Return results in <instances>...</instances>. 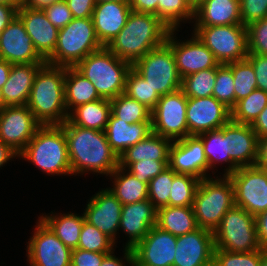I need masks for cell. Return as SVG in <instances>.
<instances>
[{
	"mask_svg": "<svg viewBox=\"0 0 267 266\" xmlns=\"http://www.w3.org/2000/svg\"><path fill=\"white\" fill-rule=\"evenodd\" d=\"M229 178L234 185L236 206L254 216L267 210V168L239 167Z\"/></svg>",
	"mask_w": 267,
	"mask_h": 266,
	"instance_id": "12",
	"label": "cell"
},
{
	"mask_svg": "<svg viewBox=\"0 0 267 266\" xmlns=\"http://www.w3.org/2000/svg\"><path fill=\"white\" fill-rule=\"evenodd\" d=\"M6 105L4 104V99L2 96V88H0V110H2Z\"/></svg>",
	"mask_w": 267,
	"mask_h": 266,
	"instance_id": "65",
	"label": "cell"
},
{
	"mask_svg": "<svg viewBox=\"0 0 267 266\" xmlns=\"http://www.w3.org/2000/svg\"><path fill=\"white\" fill-rule=\"evenodd\" d=\"M36 224L26 250L30 266H71L72 249L40 217Z\"/></svg>",
	"mask_w": 267,
	"mask_h": 266,
	"instance_id": "13",
	"label": "cell"
},
{
	"mask_svg": "<svg viewBox=\"0 0 267 266\" xmlns=\"http://www.w3.org/2000/svg\"><path fill=\"white\" fill-rule=\"evenodd\" d=\"M132 68L160 96L181 89L182 78L176 67L171 46L166 41L162 45L148 51L132 65Z\"/></svg>",
	"mask_w": 267,
	"mask_h": 266,
	"instance_id": "9",
	"label": "cell"
},
{
	"mask_svg": "<svg viewBox=\"0 0 267 266\" xmlns=\"http://www.w3.org/2000/svg\"><path fill=\"white\" fill-rule=\"evenodd\" d=\"M84 209V218L116 243L122 203L106 188L94 194Z\"/></svg>",
	"mask_w": 267,
	"mask_h": 266,
	"instance_id": "21",
	"label": "cell"
},
{
	"mask_svg": "<svg viewBox=\"0 0 267 266\" xmlns=\"http://www.w3.org/2000/svg\"><path fill=\"white\" fill-rule=\"evenodd\" d=\"M248 54L267 55V17L246 26Z\"/></svg>",
	"mask_w": 267,
	"mask_h": 266,
	"instance_id": "47",
	"label": "cell"
},
{
	"mask_svg": "<svg viewBox=\"0 0 267 266\" xmlns=\"http://www.w3.org/2000/svg\"><path fill=\"white\" fill-rule=\"evenodd\" d=\"M0 5L15 6L19 8L22 5V0H0Z\"/></svg>",
	"mask_w": 267,
	"mask_h": 266,
	"instance_id": "63",
	"label": "cell"
},
{
	"mask_svg": "<svg viewBox=\"0 0 267 266\" xmlns=\"http://www.w3.org/2000/svg\"><path fill=\"white\" fill-rule=\"evenodd\" d=\"M186 119L189 135L220 129L231 120V110L215 97H187Z\"/></svg>",
	"mask_w": 267,
	"mask_h": 266,
	"instance_id": "15",
	"label": "cell"
},
{
	"mask_svg": "<svg viewBox=\"0 0 267 266\" xmlns=\"http://www.w3.org/2000/svg\"><path fill=\"white\" fill-rule=\"evenodd\" d=\"M157 223V208L149 199L122 205L120 227L129 236L125 247L133 249Z\"/></svg>",
	"mask_w": 267,
	"mask_h": 266,
	"instance_id": "23",
	"label": "cell"
},
{
	"mask_svg": "<svg viewBox=\"0 0 267 266\" xmlns=\"http://www.w3.org/2000/svg\"><path fill=\"white\" fill-rule=\"evenodd\" d=\"M19 157L27 159L48 175H72L62 125H41Z\"/></svg>",
	"mask_w": 267,
	"mask_h": 266,
	"instance_id": "4",
	"label": "cell"
},
{
	"mask_svg": "<svg viewBox=\"0 0 267 266\" xmlns=\"http://www.w3.org/2000/svg\"><path fill=\"white\" fill-rule=\"evenodd\" d=\"M104 47L94 28L92 17L73 18L59 29L57 45L46 63L54 66L75 67L88 54Z\"/></svg>",
	"mask_w": 267,
	"mask_h": 266,
	"instance_id": "6",
	"label": "cell"
},
{
	"mask_svg": "<svg viewBox=\"0 0 267 266\" xmlns=\"http://www.w3.org/2000/svg\"><path fill=\"white\" fill-rule=\"evenodd\" d=\"M176 174L168 166L158 176L149 181L148 199L157 209L163 206H169L170 189Z\"/></svg>",
	"mask_w": 267,
	"mask_h": 266,
	"instance_id": "44",
	"label": "cell"
},
{
	"mask_svg": "<svg viewBox=\"0 0 267 266\" xmlns=\"http://www.w3.org/2000/svg\"><path fill=\"white\" fill-rule=\"evenodd\" d=\"M187 96L180 89L160 97L151 112L152 132L172 141L188 136Z\"/></svg>",
	"mask_w": 267,
	"mask_h": 266,
	"instance_id": "11",
	"label": "cell"
},
{
	"mask_svg": "<svg viewBox=\"0 0 267 266\" xmlns=\"http://www.w3.org/2000/svg\"><path fill=\"white\" fill-rule=\"evenodd\" d=\"M60 0H22V5L34 9H43L45 6L51 5Z\"/></svg>",
	"mask_w": 267,
	"mask_h": 266,
	"instance_id": "61",
	"label": "cell"
},
{
	"mask_svg": "<svg viewBox=\"0 0 267 266\" xmlns=\"http://www.w3.org/2000/svg\"><path fill=\"white\" fill-rule=\"evenodd\" d=\"M156 226L176 237L188 234L198 228L192 206L158 208Z\"/></svg>",
	"mask_w": 267,
	"mask_h": 266,
	"instance_id": "32",
	"label": "cell"
},
{
	"mask_svg": "<svg viewBox=\"0 0 267 266\" xmlns=\"http://www.w3.org/2000/svg\"><path fill=\"white\" fill-rule=\"evenodd\" d=\"M240 16L245 26L267 17V0H240Z\"/></svg>",
	"mask_w": 267,
	"mask_h": 266,
	"instance_id": "49",
	"label": "cell"
},
{
	"mask_svg": "<svg viewBox=\"0 0 267 266\" xmlns=\"http://www.w3.org/2000/svg\"><path fill=\"white\" fill-rule=\"evenodd\" d=\"M260 249L252 252H228L214 248L213 266H260L263 252Z\"/></svg>",
	"mask_w": 267,
	"mask_h": 266,
	"instance_id": "46",
	"label": "cell"
},
{
	"mask_svg": "<svg viewBox=\"0 0 267 266\" xmlns=\"http://www.w3.org/2000/svg\"><path fill=\"white\" fill-rule=\"evenodd\" d=\"M124 249V260L123 258H119L116 257L114 255V251L113 250L111 253H109L102 261L100 266H134V254H133V250L131 248H123ZM127 263V265L125 264ZM129 263V264H128Z\"/></svg>",
	"mask_w": 267,
	"mask_h": 266,
	"instance_id": "54",
	"label": "cell"
},
{
	"mask_svg": "<svg viewBox=\"0 0 267 266\" xmlns=\"http://www.w3.org/2000/svg\"><path fill=\"white\" fill-rule=\"evenodd\" d=\"M124 94L145 105L151 111L161 97L133 68L127 73Z\"/></svg>",
	"mask_w": 267,
	"mask_h": 266,
	"instance_id": "40",
	"label": "cell"
},
{
	"mask_svg": "<svg viewBox=\"0 0 267 266\" xmlns=\"http://www.w3.org/2000/svg\"><path fill=\"white\" fill-rule=\"evenodd\" d=\"M169 161L142 160L131 163L126 169L139 181L149 184V181L158 176L168 167Z\"/></svg>",
	"mask_w": 267,
	"mask_h": 266,
	"instance_id": "48",
	"label": "cell"
},
{
	"mask_svg": "<svg viewBox=\"0 0 267 266\" xmlns=\"http://www.w3.org/2000/svg\"><path fill=\"white\" fill-rule=\"evenodd\" d=\"M17 16L23 22L35 49L46 60L55 50L59 29L48 20L42 9L21 5Z\"/></svg>",
	"mask_w": 267,
	"mask_h": 266,
	"instance_id": "22",
	"label": "cell"
},
{
	"mask_svg": "<svg viewBox=\"0 0 267 266\" xmlns=\"http://www.w3.org/2000/svg\"><path fill=\"white\" fill-rule=\"evenodd\" d=\"M246 59L254 68L257 89L267 92V55L248 54Z\"/></svg>",
	"mask_w": 267,
	"mask_h": 266,
	"instance_id": "52",
	"label": "cell"
},
{
	"mask_svg": "<svg viewBox=\"0 0 267 266\" xmlns=\"http://www.w3.org/2000/svg\"><path fill=\"white\" fill-rule=\"evenodd\" d=\"M104 132L110 147L120 157L127 148L152 133V125L151 122L128 124L110 114Z\"/></svg>",
	"mask_w": 267,
	"mask_h": 266,
	"instance_id": "28",
	"label": "cell"
},
{
	"mask_svg": "<svg viewBox=\"0 0 267 266\" xmlns=\"http://www.w3.org/2000/svg\"><path fill=\"white\" fill-rule=\"evenodd\" d=\"M0 59L11 64L46 63L35 49L18 16L0 33Z\"/></svg>",
	"mask_w": 267,
	"mask_h": 266,
	"instance_id": "19",
	"label": "cell"
},
{
	"mask_svg": "<svg viewBox=\"0 0 267 266\" xmlns=\"http://www.w3.org/2000/svg\"><path fill=\"white\" fill-rule=\"evenodd\" d=\"M111 114L128 124L137 122H151V110L137 100L120 94L110 100Z\"/></svg>",
	"mask_w": 267,
	"mask_h": 266,
	"instance_id": "38",
	"label": "cell"
},
{
	"mask_svg": "<svg viewBox=\"0 0 267 266\" xmlns=\"http://www.w3.org/2000/svg\"><path fill=\"white\" fill-rule=\"evenodd\" d=\"M200 179L188 174H176L170 189L169 206H192Z\"/></svg>",
	"mask_w": 267,
	"mask_h": 266,
	"instance_id": "42",
	"label": "cell"
},
{
	"mask_svg": "<svg viewBox=\"0 0 267 266\" xmlns=\"http://www.w3.org/2000/svg\"><path fill=\"white\" fill-rule=\"evenodd\" d=\"M64 95L68 114L80 105L101 99L93 83L75 67H65Z\"/></svg>",
	"mask_w": 267,
	"mask_h": 266,
	"instance_id": "30",
	"label": "cell"
},
{
	"mask_svg": "<svg viewBox=\"0 0 267 266\" xmlns=\"http://www.w3.org/2000/svg\"><path fill=\"white\" fill-rule=\"evenodd\" d=\"M172 140L155 133L127 148L119 157V166L127 169L131 163L142 160L169 161Z\"/></svg>",
	"mask_w": 267,
	"mask_h": 266,
	"instance_id": "29",
	"label": "cell"
},
{
	"mask_svg": "<svg viewBox=\"0 0 267 266\" xmlns=\"http://www.w3.org/2000/svg\"><path fill=\"white\" fill-rule=\"evenodd\" d=\"M213 237L215 248L228 252H252L262 249L257 238L255 216L236 205L222 217Z\"/></svg>",
	"mask_w": 267,
	"mask_h": 266,
	"instance_id": "8",
	"label": "cell"
},
{
	"mask_svg": "<svg viewBox=\"0 0 267 266\" xmlns=\"http://www.w3.org/2000/svg\"><path fill=\"white\" fill-rule=\"evenodd\" d=\"M213 232L198 227L177 237L173 266H213Z\"/></svg>",
	"mask_w": 267,
	"mask_h": 266,
	"instance_id": "20",
	"label": "cell"
},
{
	"mask_svg": "<svg viewBox=\"0 0 267 266\" xmlns=\"http://www.w3.org/2000/svg\"><path fill=\"white\" fill-rule=\"evenodd\" d=\"M45 63L12 64L7 82L2 87L6 106L27 105L38 70Z\"/></svg>",
	"mask_w": 267,
	"mask_h": 266,
	"instance_id": "26",
	"label": "cell"
},
{
	"mask_svg": "<svg viewBox=\"0 0 267 266\" xmlns=\"http://www.w3.org/2000/svg\"><path fill=\"white\" fill-rule=\"evenodd\" d=\"M201 179L192 204L198 227L214 232L222 217L235 205L234 185L229 176Z\"/></svg>",
	"mask_w": 267,
	"mask_h": 266,
	"instance_id": "7",
	"label": "cell"
},
{
	"mask_svg": "<svg viewBox=\"0 0 267 266\" xmlns=\"http://www.w3.org/2000/svg\"><path fill=\"white\" fill-rule=\"evenodd\" d=\"M110 114V100L101 98L74 108L66 122L86 129L105 131Z\"/></svg>",
	"mask_w": 267,
	"mask_h": 266,
	"instance_id": "31",
	"label": "cell"
},
{
	"mask_svg": "<svg viewBox=\"0 0 267 266\" xmlns=\"http://www.w3.org/2000/svg\"><path fill=\"white\" fill-rule=\"evenodd\" d=\"M111 252H91L83 249H72L71 266H100L103 259Z\"/></svg>",
	"mask_w": 267,
	"mask_h": 266,
	"instance_id": "51",
	"label": "cell"
},
{
	"mask_svg": "<svg viewBox=\"0 0 267 266\" xmlns=\"http://www.w3.org/2000/svg\"><path fill=\"white\" fill-rule=\"evenodd\" d=\"M187 1L193 8L199 3V0H187Z\"/></svg>",
	"mask_w": 267,
	"mask_h": 266,
	"instance_id": "67",
	"label": "cell"
},
{
	"mask_svg": "<svg viewBox=\"0 0 267 266\" xmlns=\"http://www.w3.org/2000/svg\"><path fill=\"white\" fill-rule=\"evenodd\" d=\"M227 153L239 166H255L257 160L258 137L250 124L229 121L224 125Z\"/></svg>",
	"mask_w": 267,
	"mask_h": 266,
	"instance_id": "24",
	"label": "cell"
},
{
	"mask_svg": "<svg viewBox=\"0 0 267 266\" xmlns=\"http://www.w3.org/2000/svg\"><path fill=\"white\" fill-rule=\"evenodd\" d=\"M217 67L204 69L182 78L181 90L187 97L201 98L213 94Z\"/></svg>",
	"mask_w": 267,
	"mask_h": 266,
	"instance_id": "39",
	"label": "cell"
},
{
	"mask_svg": "<svg viewBox=\"0 0 267 266\" xmlns=\"http://www.w3.org/2000/svg\"><path fill=\"white\" fill-rule=\"evenodd\" d=\"M168 166L177 174H188L200 180L210 177L204 146L197 135L172 142Z\"/></svg>",
	"mask_w": 267,
	"mask_h": 266,
	"instance_id": "17",
	"label": "cell"
},
{
	"mask_svg": "<svg viewBox=\"0 0 267 266\" xmlns=\"http://www.w3.org/2000/svg\"><path fill=\"white\" fill-rule=\"evenodd\" d=\"M11 65L12 64L8 63L6 60L0 59V88H2L8 80Z\"/></svg>",
	"mask_w": 267,
	"mask_h": 266,
	"instance_id": "62",
	"label": "cell"
},
{
	"mask_svg": "<svg viewBox=\"0 0 267 266\" xmlns=\"http://www.w3.org/2000/svg\"><path fill=\"white\" fill-rule=\"evenodd\" d=\"M72 12L73 18L92 17L96 0H65Z\"/></svg>",
	"mask_w": 267,
	"mask_h": 266,
	"instance_id": "53",
	"label": "cell"
},
{
	"mask_svg": "<svg viewBox=\"0 0 267 266\" xmlns=\"http://www.w3.org/2000/svg\"><path fill=\"white\" fill-rule=\"evenodd\" d=\"M234 77L235 104L237 101L247 97L257 89L255 71L252 64L247 60L231 62L227 64Z\"/></svg>",
	"mask_w": 267,
	"mask_h": 266,
	"instance_id": "41",
	"label": "cell"
},
{
	"mask_svg": "<svg viewBox=\"0 0 267 266\" xmlns=\"http://www.w3.org/2000/svg\"><path fill=\"white\" fill-rule=\"evenodd\" d=\"M213 97L230 110L235 106L234 77L227 64L217 66Z\"/></svg>",
	"mask_w": 267,
	"mask_h": 266,
	"instance_id": "45",
	"label": "cell"
},
{
	"mask_svg": "<svg viewBox=\"0 0 267 266\" xmlns=\"http://www.w3.org/2000/svg\"><path fill=\"white\" fill-rule=\"evenodd\" d=\"M255 166L267 168V137L258 139L257 160Z\"/></svg>",
	"mask_w": 267,
	"mask_h": 266,
	"instance_id": "59",
	"label": "cell"
},
{
	"mask_svg": "<svg viewBox=\"0 0 267 266\" xmlns=\"http://www.w3.org/2000/svg\"><path fill=\"white\" fill-rule=\"evenodd\" d=\"M41 215L40 218L51 228L55 235L69 248L78 247L80 232L85 221L84 214L65 213L55 215Z\"/></svg>",
	"mask_w": 267,
	"mask_h": 266,
	"instance_id": "34",
	"label": "cell"
},
{
	"mask_svg": "<svg viewBox=\"0 0 267 266\" xmlns=\"http://www.w3.org/2000/svg\"><path fill=\"white\" fill-rule=\"evenodd\" d=\"M251 127L257 135L258 139L267 137V105L255 119V121L251 124Z\"/></svg>",
	"mask_w": 267,
	"mask_h": 266,
	"instance_id": "57",
	"label": "cell"
},
{
	"mask_svg": "<svg viewBox=\"0 0 267 266\" xmlns=\"http://www.w3.org/2000/svg\"><path fill=\"white\" fill-rule=\"evenodd\" d=\"M193 33L220 64L241 61L248 55L245 25L195 26Z\"/></svg>",
	"mask_w": 267,
	"mask_h": 266,
	"instance_id": "10",
	"label": "cell"
},
{
	"mask_svg": "<svg viewBox=\"0 0 267 266\" xmlns=\"http://www.w3.org/2000/svg\"><path fill=\"white\" fill-rule=\"evenodd\" d=\"M132 11L157 16L158 0H130Z\"/></svg>",
	"mask_w": 267,
	"mask_h": 266,
	"instance_id": "56",
	"label": "cell"
},
{
	"mask_svg": "<svg viewBox=\"0 0 267 266\" xmlns=\"http://www.w3.org/2000/svg\"><path fill=\"white\" fill-rule=\"evenodd\" d=\"M175 30L169 31L166 42L171 46L175 57L176 67L181 78L204 69L217 67L220 63L212 51L192 33L189 40H176Z\"/></svg>",
	"mask_w": 267,
	"mask_h": 266,
	"instance_id": "16",
	"label": "cell"
},
{
	"mask_svg": "<svg viewBox=\"0 0 267 266\" xmlns=\"http://www.w3.org/2000/svg\"><path fill=\"white\" fill-rule=\"evenodd\" d=\"M114 179L111 193L122 203L132 204L148 199V185L139 181L125 168L118 166L110 175Z\"/></svg>",
	"mask_w": 267,
	"mask_h": 266,
	"instance_id": "33",
	"label": "cell"
},
{
	"mask_svg": "<svg viewBox=\"0 0 267 266\" xmlns=\"http://www.w3.org/2000/svg\"><path fill=\"white\" fill-rule=\"evenodd\" d=\"M169 31L156 15L131 11L125 26L106 47L133 65L148 51L162 45Z\"/></svg>",
	"mask_w": 267,
	"mask_h": 266,
	"instance_id": "2",
	"label": "cell"
},
{
	"mask_svg": "<svg viewBox=\"0 0 267 266\" xmlns=\"http://www.w3.org/2000/svg\"><path fill=\"white\" fill-rule=\"evenodd\" d=\"M258 242L267 250V210L255 216Z\"/></svg>",
	"mask_w": 267,
	"mask_h": 266,
	"instance_id": "55",
	"label": "cell"
},
{
	"mask_svg": "<svg viewBox=\"0 0 267 266\" xmlns=\"http://www.w3.org/2000/svg\"><path fill=\"white\" fill-rule=\"evenodd\" d=\"M204 146L205 155L208 161V172L212 170L217 163H227L223 176H229L234 173L239 166L230 158L227 153L226 136L224 135V126L217 130H211L197 135Z\"/></svg>",
	"mask_w": 267,
	"mask_h": 266,
	"instance_id": "35",
	"label": "cell"
},
{
	"mask_svg": "<svg viewBox=\"0 0 267 266\" xmlns=\"http://www.w3.org/2000/svg\"><path fill=\"white\" fill-rule=\"evenodd\" d=\"M64 79V66L45 63L38 70L27 107L41 125H61L68 119Z\"/></svg>",
	"mask_w": 267,
	"mask_h": 266,
	"instance_id": "3",
	"label": "cell"
},
{
	"mask_svg": "<svg viewBox=\"0 0 267 266\" xmlns=\"http://www.w3.org/2000/svg\"><path fill=\"white\" fill-rule=\"evenodd\" d=\"M177 237L153 226L132 249L134 266H173Z\"/></svg>",
	"mask_w": 267,
	"mask_h": 266,
	"instance_id": "18",
	"label": "cell"
},
{
	"mask_svg": "<svg viewBox=\"0 0 267 266\" xmlns=\"http://www.w3.org/2000/svg\"><path fill=\"white\" fill-rule=\"evenodd\" d=\"M194 26L242 24L240 0H200L194 7Z\"/></svg>",
	"mask_w": 267,
	"mask_h": 266,
	"instance_id": "27",
	"label": "cell"
},
{
	"mask_svg": "<svg viewBox=\"0 0 267 266\" xmlns=\"http://www.w3.org/2000/svg\"><path fill=\"white\" fill-rule=\"evenodd\" d=\"M260 266H267V250L263 252Z\"/></svg>",
	"mask_w": 267,
	"mask_h": 266,
	"instance_id": "64",
	"label": "cell"
},
{
	"mask_svg": "<svg viewBox=\"0 0 267 266\" xmlns=\"http://www.w3.org/2000/svg\"><path fill=\"white\" fill-rule=\"evenodd\" d=\"M267 105V92L255 89L247 97L236 102L231 109V121L252 124Z\"/></svg>",
	"mask_w": 267,
	"mask_h": 266,
	"instance_id": "37",
	"label": "cell"
},
{
	"mask_svg": "<svg viewBox=\"0 0 267 266\" xmlns=\"http://www.w3.org/2000/svg\"><path fill=\"white\" fill-rule=\"evenodd\" d=\"M13 158H19V154L0 140V168Z\"/></svg>",
	"mask_w": 267,
	"mask_h": 266,
	"instance_id": "60",
	"label": "cell"
},
{
	"mask_svg": "<svg viewBox=\"0 0 267 266\" xmlns=\"http://www.w3.org/2000/svg\"><path fill=\"white\" fill-rule=\"evenodd\" d=\"M67 140L72 176L87 172L110 175L119 157L110 147L104 131L86 129L66 121L61 124Z\"/></svg>",
	"mask_w": 267,
	"mask_h": 266,
	"instance_id": "1",
	"label": "cell"
},
{
	"mask_svg": "<svg viewBox=\"0 0 267 266\" xmlns=\"http://www.w3.org/2000/svg\"><path fill=\"white\" fill-rule=\"evenodd\" d=\"M17 11L15 6L0 5V33L17 16Z\"/></svg>",
	"mask_w": 267,
	"mask_h": 266,
	"instance_id": "58",
	"label": "cell"
},
{
	"mask_svg": "<svg viewBox=\"0 0 267 266\" xmlns=\"http://www.w3.org/2000/svg\"><path fill=\"white\" fill-rule=\"evenodd\" d=\"M115 243L99 229L89 224L87 221L83 222L78 249H83L91 252H112Z\"/></svg>",
	"mask_w": 267,
	"mask_h": 266,
	"instance_id": "43",
	"label": "cell"
},
{
	"mask_svg": "<svg viewBox=\"0 0 267 266\" xmlns=\"http://www.w3.org/2000/svg\"><path fill=\"white\" fill-rule=\"evenodd\" d=\"M157 17L170 31H179L180 22L194 19V8L187 0H158Z\"/></svg>",
	"mask_w": 267,
	"mask_h": 266,
	"instance_id": "36",
	"label": "cell"
},
{
	"mask_svg": "<svg viewBox=\"0 0 267 266\" xmlns=\"http://www.w3.org/2000/svg\"><path fill=\"white\" fill-rule=\"evenodd\" d=\"M75 68L93 83L101 98L112 100L124 93L132 65L104 46L88 54Z\"/></svg>",
	"mask_w": 267,
	"mask_h": 266,
	"instance_id": "5",
	"label": "cell"
},
{
	"mask_svg": "<svg viewBox=\"0 0 267 266\" xmlns=\"http://www.w3.org/2000/svg\"><path fill=\"white\" fill-rule=\"evenodd\" d=\"M48 20L57 28H64L72 19L73 15L65 0L54 2L42 9Z\"/></svg>",
	"mask_w": 267,
	"mask_h": 266,
	"instance_id": "50",
	"label": "cell"
},
{
	"mask_svg": "<svg viewBox=\"0 0 267 266\" xmlns=\"http://www.w3.org/2000/svg\"><path fill=\"white\" fill-rule=\"evenodd\" d=\"M40 126L27 105L5 106L0 110V140L18 154Z\"/></svg>",
	"mask_w": 267,
	"mask_h": 266,
	"instance_id": "14",
	"label": "cell"
},
{
	"mask_svg": "<svg viewBox=\"0 0 267 266\" xmlns=\"http://www.w3.org/2000/svg\"><path fill=\"white\" fill-rule=\"evenodd\" d=\"M132 9L129 2H97L92 14L96 35L107 46L125 26Z\"/></svg>",
	"mask_w": 267,
	"mask_h": 266,
	"instance_id": "25",
	"label": "cell"
},
{
	"mask_svg": "<svg viewBox=\"0 0 267 266\" xmlns=\"http://www.w3.org/2000/svg\"><path fill=\"white\" fill-rule=\"evenodd\" d=\"M109 1L130 2V0H96V2H109Z\"/></svg>",
	"mask_w": 267,
	"mask_h": 266,
	"instance_id": "66",
	"label": "cell"
}]
</instances>
